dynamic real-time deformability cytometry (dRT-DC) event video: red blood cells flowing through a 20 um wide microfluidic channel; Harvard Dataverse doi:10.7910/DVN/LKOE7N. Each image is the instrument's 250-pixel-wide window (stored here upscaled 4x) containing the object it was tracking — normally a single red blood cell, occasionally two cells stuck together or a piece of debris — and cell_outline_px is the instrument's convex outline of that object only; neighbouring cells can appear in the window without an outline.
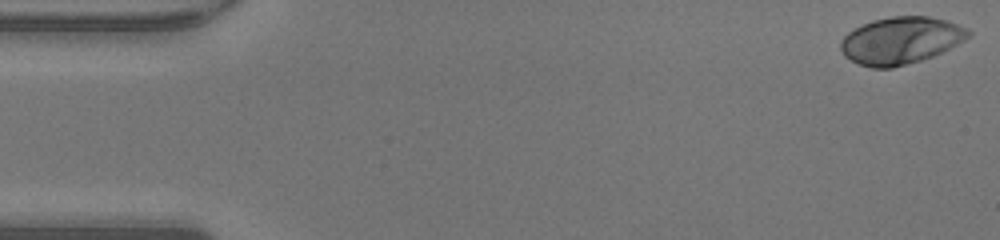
{"species": "human", "species_latin": "Homo sapiens", "temperature_condition": "warm", "stored_images_in_passage": 48, "camera_frame_rate_fps": 3000, "um_per_image_px": 0.085, "donor": {"sex": "male"}, "frame": {"image": 1, "passage_image": 1, "time_ms": 0.0, "image_size_px": [1000, 240], "cell_outline_px": [[972, 32], [964, 40], [932, 56], [920, 60], [892, 68], [872, 68], [860, 64], [844, 56], [840, 48], [840, 40], [848, 32], [872, 20], [892, 16], [928, 16], [944, 20], [968, 28]], "centroid_in_image_um": [76.53, 3.43], "position_along_channel_um": 8.5, "area_um2": 34.68}}
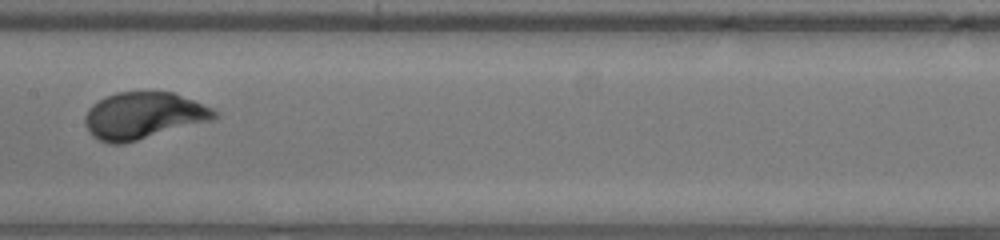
{"frame": {"image": 2, "passage_image": 24, "time_ms": 7.667, "image_size_px": [1000, 240], "cell_outline_px": [[220, 116], [216, 120], [124, 144], [108, 144], [92, 136], [88, 132], [84, 124], [84, 116], [88, 108], [92, 104], [104, 96], [116, 92], [172, 92], [212, 108], [220, 112]], "centroid_in_image_um": [12.19, 9.85], "position_along_channel_um": 195.2, "area_um2": 35.95}}
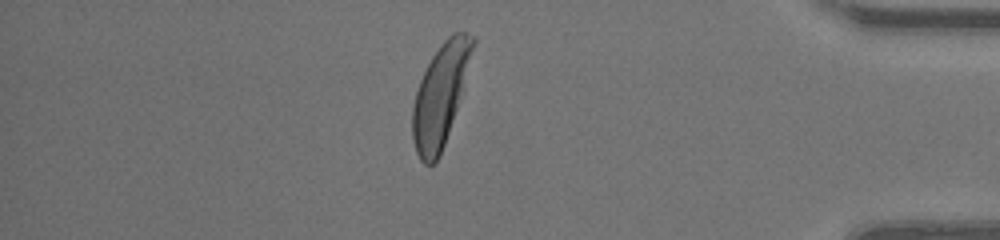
{"frame": {"image": 3, "passage_image": 41, "time_ms": 13.333, "image_size_px": [1000, 240], "cell_outline_px": [[476, 40], [456, 108], [440, 156], [432, 164], [424, 164], [420, 160], [416, 152], [412, 140], [412, 108], [416, 92], [420, 80], [432, 56], [440, 44], [452, 32], [464, 32], [476, 36]], "centroid_in_image_um": [37.4, 8.07], "position_along_channel_um": 397.8, "area_um2": 34.91}, "authors_computed_cell_mechanics": {"area_um2": 34.6222, "velocity_mm_per_s": 4.2851, "shape_relaxation_time_tau1_ms": 2.9593, "shape_relaxation_time_tau2_ms": null, "deformation_change_tau1": 0.1963, "deformation_change_tau2": null}}